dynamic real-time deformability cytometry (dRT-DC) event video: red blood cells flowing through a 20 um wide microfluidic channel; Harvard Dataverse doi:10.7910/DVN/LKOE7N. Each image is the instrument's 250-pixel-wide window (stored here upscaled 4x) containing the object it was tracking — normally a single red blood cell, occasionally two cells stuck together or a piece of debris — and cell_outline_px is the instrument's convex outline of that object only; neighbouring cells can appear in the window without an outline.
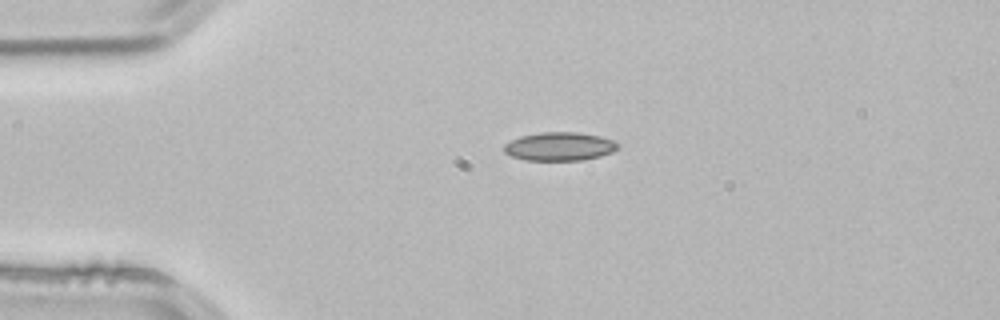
{"species": "common noctule bat (a hibernating species)", "species_latin": "Nyctalus noctula", "temperature_condition": "room temperature", "stored_images_in_passage": 2, "camera_frame_rate_fps": 3000, "um_per_image_px": 0.085, "animal": {"sex": "male", "body_mass_g": 21.5, "forearm_length_mm": 52.0}, "frame": {"image": 1, "passage_image": 1, "time_ms": 0.0, "image_size_px": [1000, 320], "cell_outline_px": [[620, 148], [612, 152], [600, 156], [584, 160], [524, 160], [512, 156], [504, 152], [504, 144], [520, 136], [540, 132], [576, 132], [600, 136], [612, 140], [620, 144]], "centroid_in_image_um": [47.58, 12.45], "position_along_channel_um": 37.4, "area_um2": 18.96}}
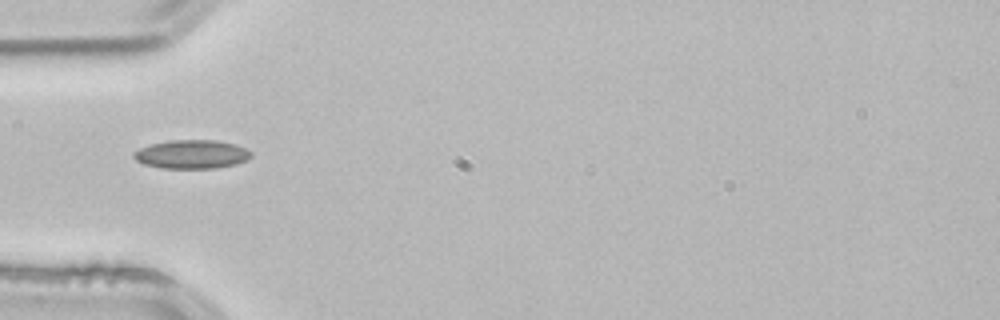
{"frame": {"image": 2, "passage_image": 2, "time_ms": 0.333, "image_size_px": [1000, 320], "cell_outline_px": [[252, 156], [248, 160], [236, 164], [216, 168], [160, 168], [144, 164], [136, 160], [132, 156], [132, 152], [140, 148], [152, 144], [172, 140], [216, 140], [236, 144], [252, 152]], "centroid_in_image_um": [16.31, 13.12], "position_along_channel_um": 68.7, "area_um2": 19.71}}